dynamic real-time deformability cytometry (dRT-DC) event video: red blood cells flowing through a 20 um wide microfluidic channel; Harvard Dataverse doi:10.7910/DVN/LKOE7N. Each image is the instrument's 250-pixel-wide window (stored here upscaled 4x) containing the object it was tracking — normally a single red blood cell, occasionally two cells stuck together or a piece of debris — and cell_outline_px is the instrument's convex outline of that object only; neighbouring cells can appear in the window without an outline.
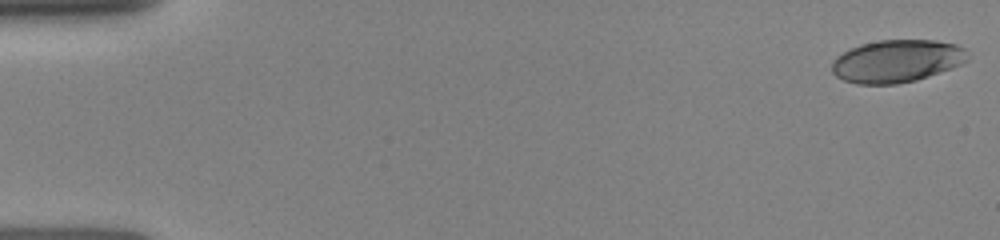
{"species": "human", "species_latin": "Homo sapiens", "temperature_condition": "room temperature", "stored_images_in_passage": 46, "camera_frame_rate_fps": 3000, "um_per_image_px": 0.085, "donor": {"sex": "female"}, "frame": {"image": 1, "passage_image": 1, "time_ms": 0.0, "image_size_px": [1000, 240], "cell_outline_px": [[968, 60], [952, 68], [916, 80], [896, 84], [856, 84], [844, 80], [836, 76], [832, 72], [832, 60], [836, 56], [860, 44], [880, 40], [936, 40], [956, 44], [964, 48]], "centroid_in_image_um": [76.21, 5.19], "position_along_channel_um": 8.8, "area_um2": 33.64}}
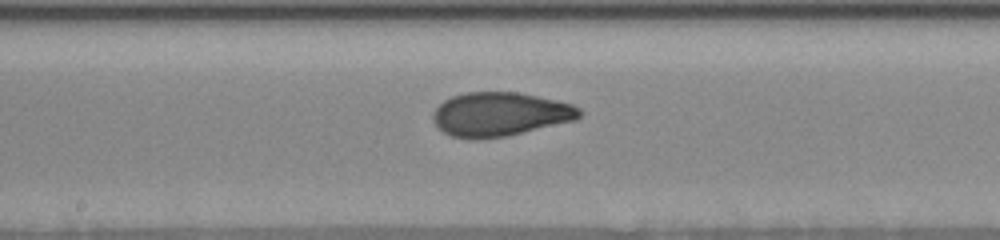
{"frame": {"image": 2, "passage_image": 22, "time_ms": 8.333, "image_size_px": [1000, 240], "cell_outline_px": [[580, 116], [576, 120], [508, 136], [480, 140], [468, 140], [452, 136], [444, 132], [432, 120], [432, 112], [444, 100], [452, 96], [468, 92], [520, 92], [556, 100], [572, 104], [580, 108]], "centroid_in_image_um": [42.49, 9.72], "position_along_channel_um": 205.7, "area_um2": 37.8}}
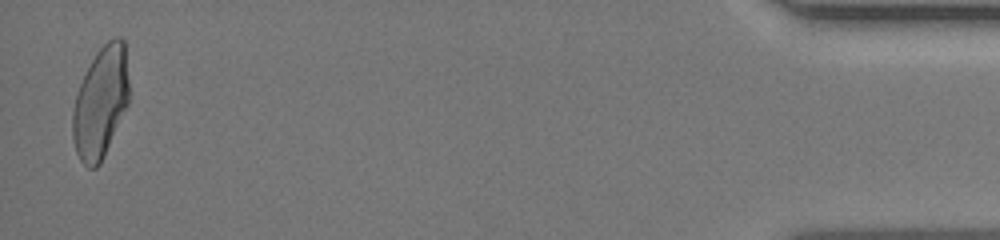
{"frame": {"image": 3, "passage_image": 44, "time_ms": 15.667, "image_size_px": [1000, 240], "cell_outline_px": [[128, 104], [104, 156], [100, 164], [96, 168], [88, 168], [80, 160], [76, 152], [72, 136], [72, 112], [76, 96], [80, 84], [96, 52], [112, 36], [120, 36], [124, 40], [128, 80]], "centroid_in_image_um": [8.55, 8.71], "position_along_channel_um": 426.7, "area_um2": 36.36}}